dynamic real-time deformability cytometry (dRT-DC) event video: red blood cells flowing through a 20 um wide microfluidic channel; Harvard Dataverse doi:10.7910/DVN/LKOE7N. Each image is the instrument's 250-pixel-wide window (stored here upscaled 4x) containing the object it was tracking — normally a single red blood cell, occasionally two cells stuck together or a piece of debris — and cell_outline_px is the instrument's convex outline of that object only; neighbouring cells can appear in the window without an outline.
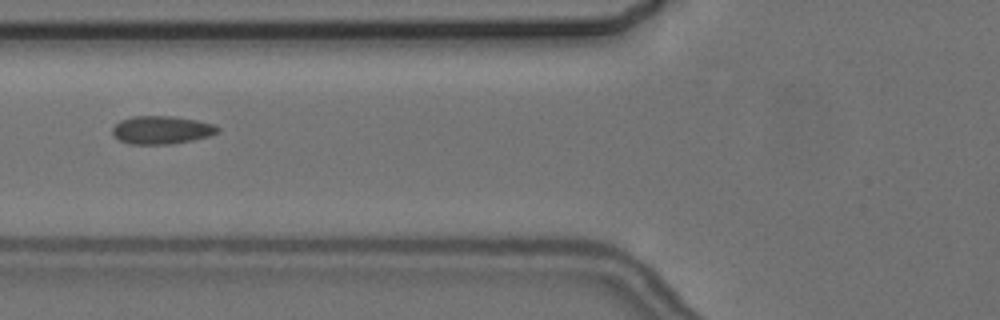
{"species": "common noctule bat (a hibernating species)", "species_latin": "Nyctalus noctula", "temperature_condition": "cold", "stored_images_in_passage": 8, "camera_frame_rate_fps": 3000, "um_per_image_px": 0.085, "animal": {"sex": "female", "body_mass_g": 24.6, "forearm_length_mm": 56.2}, "frame": {"image": 1, "passage_image": 6, "time_ms": 6.667, "image_size_px": [1000, 320], "cell_outline_px": [[220, 132], [212, 136], [172, 144], [128, 144], [120, 140], [112, 132], [112, 128], [120, 120], [132, 116], [172, 116], [196, 120], [216, 124], [220, 128]], "centroid_in_image_um": [13.79, 11.04], "position_along_channel_um": 112.0, "area_um2": 17.4}}
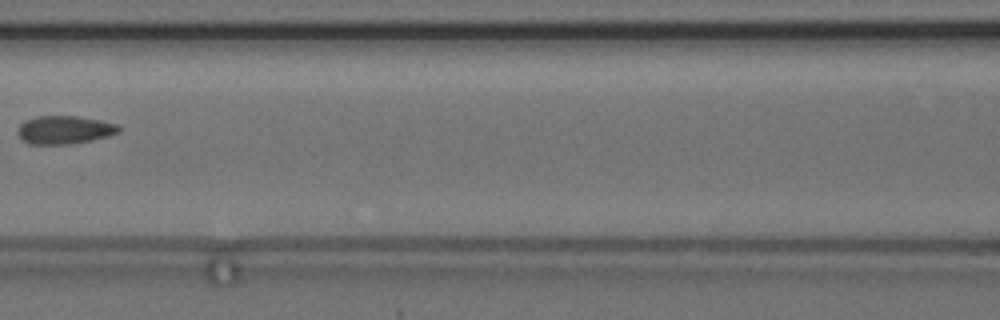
{"frame": {"image": 2, "passage_image": 7, "time_ms": 8.0, "image_size_px": [1000, 320], "cell_outline_px": [[120, 132], [108, 136], [92, 140], [72, 144], [32, 144], [24, 140], [16, 132], [20, 124], [24, 120], [36, 116], [76, 116], [100, 120], [120, 124]], "centroid_in_image_um": [5.5, 11.03], "position_along_channel_um": 161.1, "area_um2": 16.7}}